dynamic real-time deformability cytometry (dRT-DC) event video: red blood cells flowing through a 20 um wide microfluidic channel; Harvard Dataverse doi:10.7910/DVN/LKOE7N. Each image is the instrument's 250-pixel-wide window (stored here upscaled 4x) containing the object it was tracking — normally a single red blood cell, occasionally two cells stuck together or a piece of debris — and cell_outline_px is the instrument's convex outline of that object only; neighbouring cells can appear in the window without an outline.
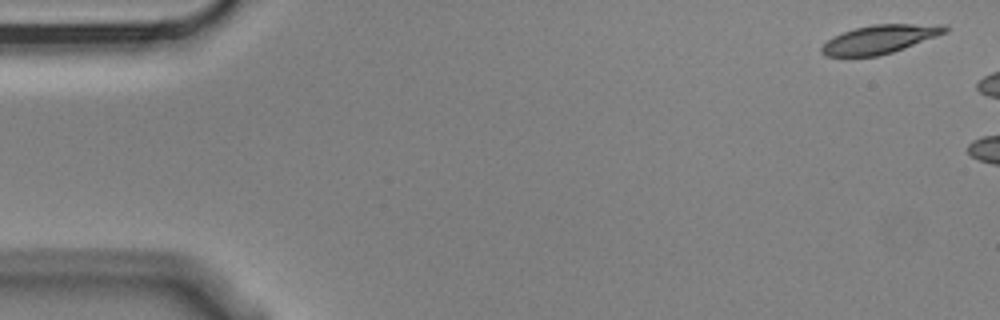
{"species": "Egyptian fruit bat (a non-hibernating species)", "species_latin": "Rousettus aegyptiacus", "temperature_condition": "cold", "stored_images_in_passage": 3, "camera_frame_rate_fps": 3000, "um_per_image_px": 0.085, "animal": {"sex": "male"}, "frame": {"image": 1, "passage_image": 1, "time_ms": 0.0, "image_size_px": [1000, 320], "cell_outline_px": [[948, 32], [904, 48], [880, 56], [824, 56], [820, 52], [820, 48], [828, 40], [844, 32], [856, 28], [872, 24], [948, 24]], "centroid_in_image_um": [74.82, 3.33], "position_along_channel_um": 10.2, "area_um2": 20.46}}